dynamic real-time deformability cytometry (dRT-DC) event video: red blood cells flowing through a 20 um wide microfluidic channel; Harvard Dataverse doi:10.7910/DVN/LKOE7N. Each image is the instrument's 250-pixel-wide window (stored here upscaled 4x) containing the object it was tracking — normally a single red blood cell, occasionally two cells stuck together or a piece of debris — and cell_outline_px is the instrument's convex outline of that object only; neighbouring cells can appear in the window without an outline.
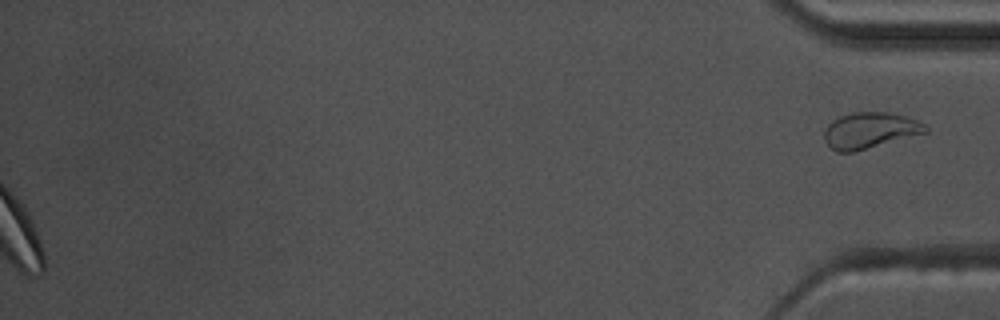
{"species": "common noctule bat (a hibernating species)", "species_latin": "Nyctalus noctula", "temperature_condition": "warm", "stored_images_in_passage": 42, "segment_of_instrument_passage": [2, 2], "camera_frame_rate_fps": 3000, "um_per_image_px": 0.085, "animal": {"sex": "male", "body_mass_g": 17.5, "forearm_length_mm": 52.3}, "frame": {"image": 1, "passage_image": 42, "time_ms": 13.667, "image_size_px": [1000, 320], "cell_outline_px": [[928, 132], [852, 152], [836, 152], [824, 140], [824, 132], [828, 124], [832, 120], [840, 116], [852, 112], [892, 112], [916, 120], [924, 124], [928, 128]], "centroid_in_image_um": [73.92, 11.07], "position_along_channel_um": 361.3, "area_um2": 21.1}}